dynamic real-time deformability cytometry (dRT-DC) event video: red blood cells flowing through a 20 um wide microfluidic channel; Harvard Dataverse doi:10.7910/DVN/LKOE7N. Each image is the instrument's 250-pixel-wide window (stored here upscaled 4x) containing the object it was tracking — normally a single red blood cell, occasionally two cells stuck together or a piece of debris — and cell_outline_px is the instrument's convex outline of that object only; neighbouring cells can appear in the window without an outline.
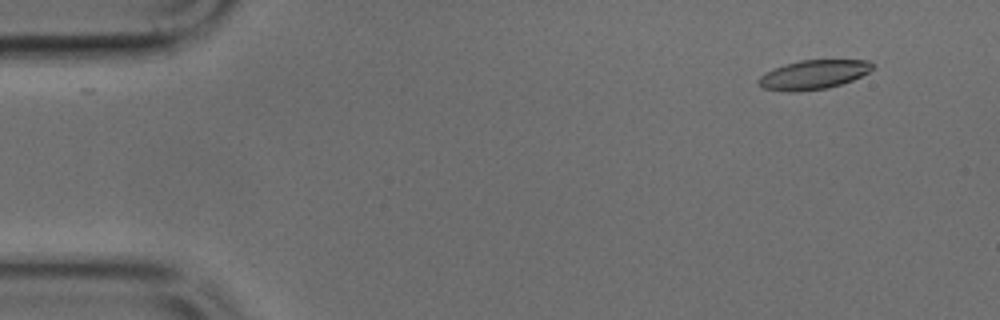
{"species": "common noctule bat (a hibernating species)", "species_latin": "Nyctalus noctula", "temperature_condition": "cold", "stored_images_in_passage": 50, "segment_of_instrument_passage": [1, 2], "camera_frame_rate_fps": 3000, "um_per_image_px": 0.085, "animal": {"sex": "male", "body_mass_g": 17.9, "forearm_length_mm": 54.2}, "frame": {"image": 1, "passage_image": 4, "time_ms": 1.0, "image_size_px": [1000, 320], "cell_outline_px": [[876, 68], [852, 80], [828, 88], [796, 92], [788, 92], [764, 88], [756, 80], [760, 76], [784, 64], [800, 60], [868, 60], [876, 64]], "centroid_in_image_um": [69.19, 6.34], "position_along_channel_um": 15.8, "area_um2": 19.36}}
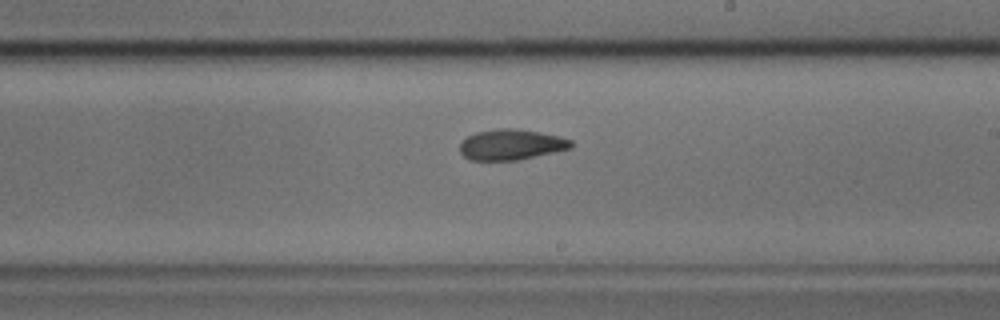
{"frame": {"image": 2, "passage_image": 28, "time_ms": 9.0, "image_size_px": [1000, 320], "cell_outline_px": [[572, 148], [536, 156], [516, 160], [468, 160], [460, 152], [460, 144], [468, 136], [476, 132], [500, 128], [516, 128], [540, 132], [560, 136], [572, 140]], "centroid_in_image_um": [43.46, 12.28], "position_along_channel_um": 245.5, "area_um2": 19.83}}
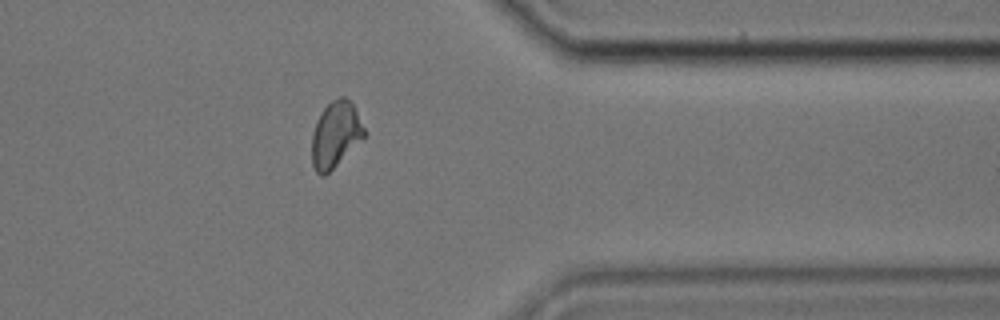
{"frame": {"image": 3, "passage_image": 39, "time_ms": 12.667, "image_size_px": [1000, 320], "cell_outline_px": [[364, 136], [324, 176], [320, 176], [316, 172], [312, 164], [312, 132], [316, 120], [320, 112], [332, 100], [340, 96], [344, 96], [352, 104], [364, 128]], "centroid_in_image_um": [28.46, 11.42], "position_along_channel_um": 382.9, "area_um2": 19.59}}